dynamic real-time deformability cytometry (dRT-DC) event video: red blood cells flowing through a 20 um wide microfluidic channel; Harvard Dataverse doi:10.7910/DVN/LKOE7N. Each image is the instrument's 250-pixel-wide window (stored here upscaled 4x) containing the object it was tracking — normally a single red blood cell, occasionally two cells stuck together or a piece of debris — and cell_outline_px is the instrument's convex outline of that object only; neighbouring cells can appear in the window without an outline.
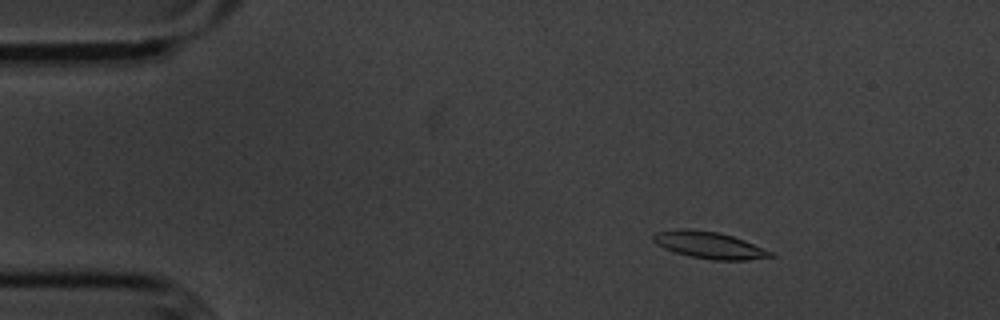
{"species": "common noctule bat (a hibernating species)", "species_latin": "Nyctalus noctula", "temperature_condition": "cold", "stored_images_in_passage": 56, "camera_frame_rate_fps": 3000, "um_per_image_px": 0.085, "animal": {"sex": "male", "body_mass_g": 20.1, "forearm_length_mm": 53.5}, "frame": {"image": 1, "passage_image": 9, "time_ms": 2.667, "image_size_px": [1000, 320], "cell_outline_px": [[776, 256], [748, 260], [712, 260], [688, 256], [664, 248], [656, 244], [652, 240], [652, 236], [656, 232], [676, 228], [688, 228], [716, 232], [732, 236], [744, 240], [776, 252]], "centroid_in_image_um": [60.31, 20.83], "position_along_channel_um": 24.7, "area_um2": 18.61}}
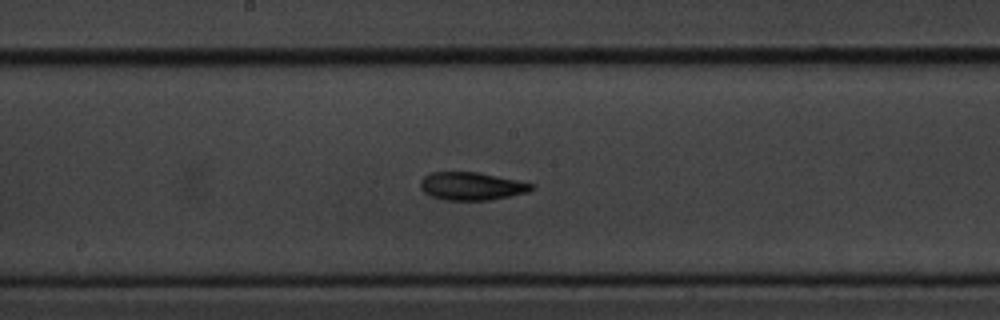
{"frame": {"image": 2, "passage_image": 30, "time_ms": 9.667, "image_size_px": [1000, 320], "cell_outline_px": [[536, 188], [528, 192], [488, 200], [444, 200], [432, 196], [424, 192], [420, 188], [420, 180], [424, 176], [432, 172], [480, 172], [536, 184]], "centroid_in_image_um": [40.1, 15.81], "position_along_channel_um": 208.1, "area_um2": 18.21}}
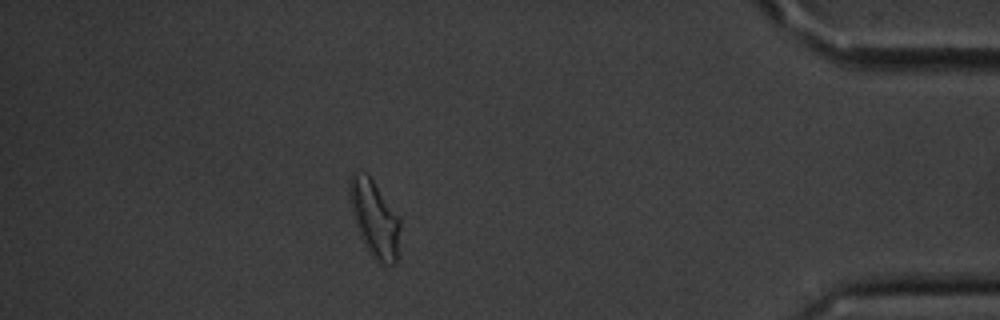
{"frame": {"image": 3, "passage_image": 50, "time_ms": 16.333, "image_size_px": [1000, 320], "cell_outline_px": [[400, 228], [396, 264], [380, 264], [372, 256], [364, 244], [356, 228], [348, 196], [348, 192], [352, 172], [356, 172], [368, 176], [372, 180], [400, 220]], "centroid_in_image_um": [31.81, 18.63], "position_along_channel_um": 403.4, "area_um2": 22.08}, "authors_computed_cell_mechanics": {"area_um2": 18.1203, "velocity_mm_per_s": 3.5764, "shape_relaxation_time_tau1_ms": 7.7398, "shape_relaxation_time_tau2_ms": 4.7391, "deformation_change_tau1": 0.1887, "deformation_change_tau2": 0.1251}}